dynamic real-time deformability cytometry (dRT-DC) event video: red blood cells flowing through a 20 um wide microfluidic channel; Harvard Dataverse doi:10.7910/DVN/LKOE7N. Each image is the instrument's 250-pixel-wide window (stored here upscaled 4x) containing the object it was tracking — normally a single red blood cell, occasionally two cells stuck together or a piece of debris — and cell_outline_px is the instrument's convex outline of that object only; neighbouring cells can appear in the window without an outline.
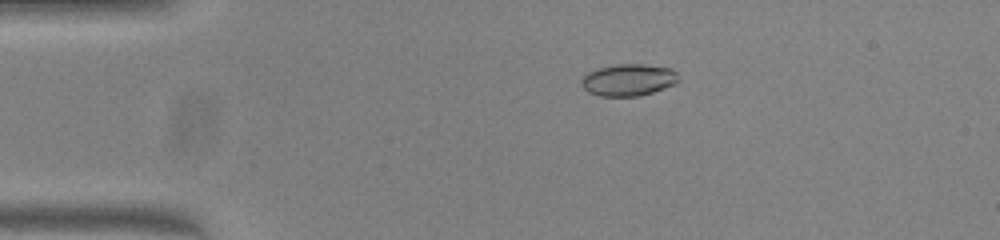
{"species": "common noctule bat (a hibernating species)", "species_latin": "Nyctalus noctula", "temperature_condition": "warm", "stored_images_in_passage": 46, "camera_frame_rate_fps": 3000, "um_per_image_px": 0.085, "animal": {"sex": "female", "body_mass_g": 23.0, "forearm_length_mm": 53.4}, "frame": {"image": 1, "passage_image": 5, "time_ms": 1.333, "image_size_px": [1000, 240], "cell_outline_px": [[680, 80], [676, 84], [640, 96], [600, 96], [588, 92], [580, 84], [580, 80], [588, 72], [600, 68], [616, 64], [644, 64], [668, 68], [676, 72]], "centroid_in_image_um": [53.41, 6.8], "position_along_channel_um": 31.6, "area_um2": 18.03}}
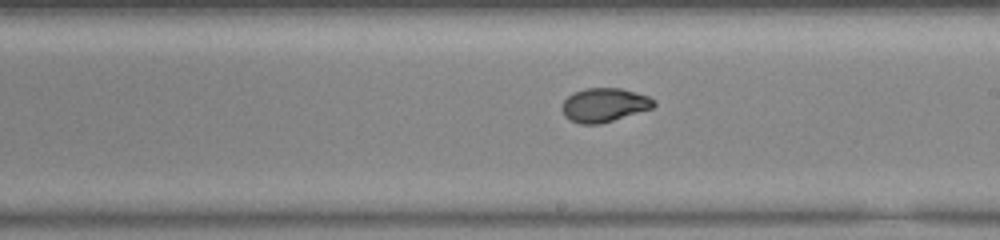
{"frame": {"image": 2, "passage_image": 24, "time_ms": 7.667, "image_size_px": [1000, 240], "cell_outline_px": [[656, 104], [652, 108], [600, 124], [580, 124], [564, 116], [560, 108], [564, 100], [572, 92], [584, 88], [620, 88], [648, 96], [656, 100]], "centroid_in_image_um": [51.33, 8.92], "position_along_channel_um": 237.7, "area_um2": 18.15}}
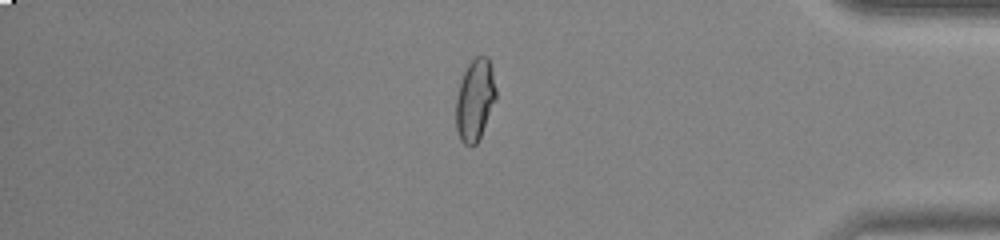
{"frame": {"image": 3, "passage_image": 38, "time_ms": 12.333, "image_size_px": [1000, 240], "cell_outline_px": [[496, 100], [480, 136], [476, 144], [472, 148], [464, 144], [460, 140], [456, 128], [456, 100], [460, 80], [468, 64], [476, 56], [488, 56], [492, 68], [496, 88]], "centroid_in_image_um": [40.37, 8.49], "position_along_channel_um": 394.8, "area_um2": 19.19}, "authors_computed_cell_mechanics": {"area_um2": 18.3226, "velocity_mm_per_s": 4.0412, "shape_relaxation_time_tau1_ms": 9.2558, "shape_relaxation_time_tau2_ms": 0.9963, "deformation_change_tau1": 0.2686, "deformation_change_tau2": 0.0468}}